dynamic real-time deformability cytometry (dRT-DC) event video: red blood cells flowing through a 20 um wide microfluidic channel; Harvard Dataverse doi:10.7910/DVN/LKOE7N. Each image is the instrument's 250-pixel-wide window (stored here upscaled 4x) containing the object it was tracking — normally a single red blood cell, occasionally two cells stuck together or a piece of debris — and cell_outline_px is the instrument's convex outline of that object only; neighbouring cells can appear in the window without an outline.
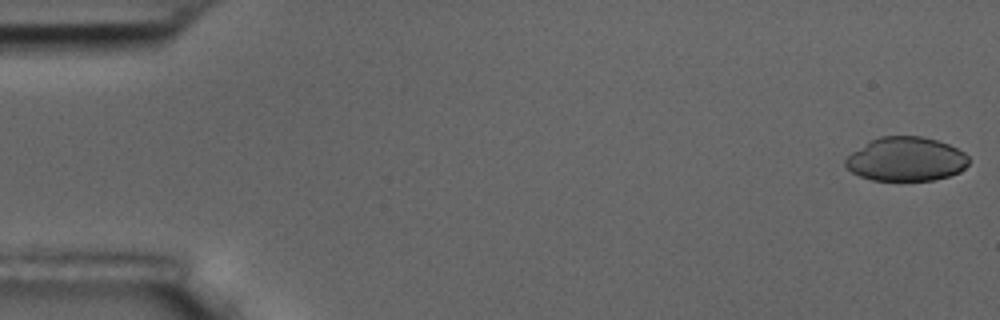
{"species": "common noctule bat (a hibernating species)", "species_latin": "Nyctalus noctula", "temperature_condition": "room temperature", "stored_images_in_passage": 5, "camera_frame_rate_fps": 3000, "um_per_image_px": 0.085, "animal": {"sex": "male", "body_mass_g": 17.5, "forearm_length_mm": 52.3}, "frame": {"image": 1, "passage_image": 1, "time_ms": 0.0, "image_size_px": [1000, 320], "cell_outline_px": [[968, 164], [960, 172], [948, 176], [932, 180], [872, 180], [860, 176], [852, 172], [844, 164], [844, 160], [852, 152], [872, 140], [880, 136], [920, 136], [936, 140], [948, 144], [964, 152], [968, 156]], "centroid_in_image_um": [77.01, 13.53], "position_along_channel_um": 8.0, "area_um2": 31.39}}